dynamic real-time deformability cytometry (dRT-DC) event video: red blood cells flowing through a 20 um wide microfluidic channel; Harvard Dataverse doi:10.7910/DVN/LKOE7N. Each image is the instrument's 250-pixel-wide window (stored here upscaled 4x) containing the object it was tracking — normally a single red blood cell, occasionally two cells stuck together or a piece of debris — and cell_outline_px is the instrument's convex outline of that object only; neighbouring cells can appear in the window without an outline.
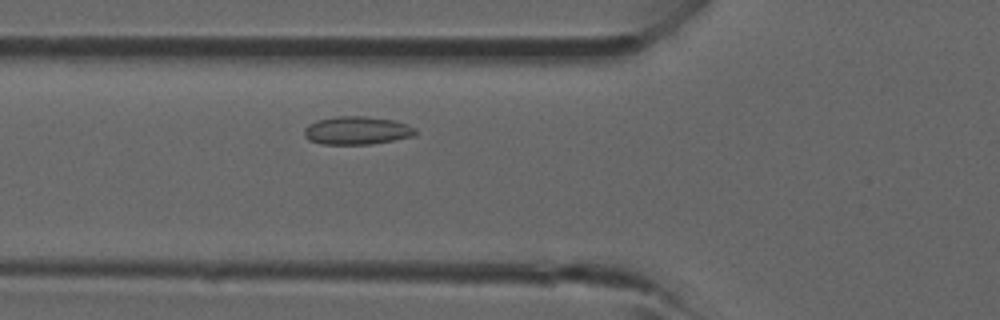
{"species": "common noctule bat (a hibernating species)", "species_latin": "Nyctalus noctula", "temperature_condition": "room temperature", "stored_images_in_passage": 5, "camera_frame_rate_fps": 3000, "um_per_image_px": 0.085, "animal": {"sex": "male", "forearm_length_mm": 52.5}, "frame": {"image": 1, "passage_image": 5, "time_ms": 4.667, "image_size_px": [1000, 320], "cell_outline_px": [[416, 132], [412, 136], [372, 144], [324, 144], [308, 140], [304, 136], [304, 128], [308, 124], [316, 120], [336, 116], [364, 116], [392, 120], [408, 124], [416, 128]], "centroid_in_image_um": [30.3, 11.08], "position_along_channel_um": 95.5, "area_um2": 18.21}}